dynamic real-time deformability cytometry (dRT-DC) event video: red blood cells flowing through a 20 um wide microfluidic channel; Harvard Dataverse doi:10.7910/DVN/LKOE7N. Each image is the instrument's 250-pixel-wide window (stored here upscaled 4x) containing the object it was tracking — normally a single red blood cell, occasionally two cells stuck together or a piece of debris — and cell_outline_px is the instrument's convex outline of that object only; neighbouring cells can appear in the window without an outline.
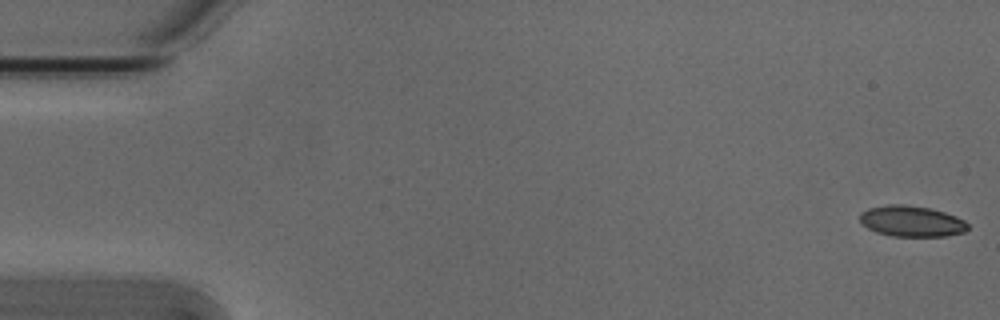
{"species": "Egyptian fruit bat (a non-hibernating species)", "species_latin": "Rousettus aegyptiacus", "temperature_condition": "cold", "stored_images_in_passage": 4, "camera_frame_rate_fps": 3000, "um_per_image_px": 0.085, "animal": {"sex": "male"}, "frame": {"image": 1, "passage_image": 1, "time_ms": 0.0, "image_size_px": [1000, 320], "cell_outline_px": [[968, 228], [964, 232], [944, 236], [892, 236], [876, 232], [868, 228], [860, 220], [860, 212], [868, 208], [888, 204], [904, 204], [928, 208], [944, 212], [956, 216], [964, 220], [968, 224]], "centroid_in_image_um": [77.47, 18.8], "position_along_channel_um": 7.5, "area_um2": 19.36}}
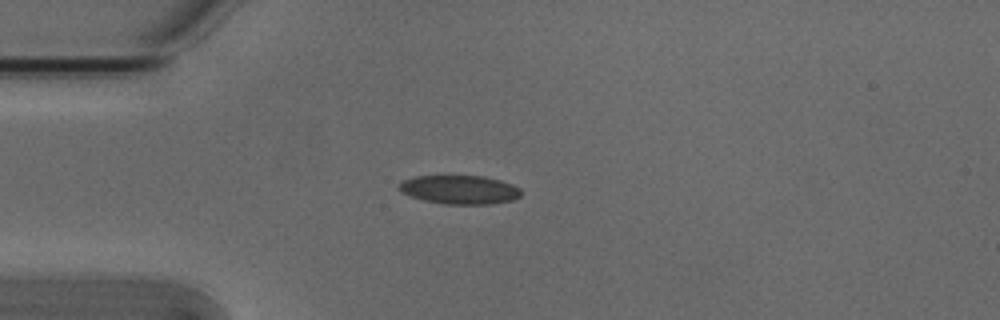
{"frame": {"image": 2, "passage_image": 4, "time_ms": 1.0, "image_size_px": [1000, 320], "cell_outline_px": [[520, 196], [512, 200], [492, 204], [444, 204], [424, 200], [400, 192], [396, 188], [396, 184], [404, 180], [416, 176], [448, 172], [484, 176], [500, 180], [512, 184], [520, 188]], "centroid_in_image_um": [39.0, 16.06], "position_along_channel_um": 46.0, "area_um2": 21.5}}